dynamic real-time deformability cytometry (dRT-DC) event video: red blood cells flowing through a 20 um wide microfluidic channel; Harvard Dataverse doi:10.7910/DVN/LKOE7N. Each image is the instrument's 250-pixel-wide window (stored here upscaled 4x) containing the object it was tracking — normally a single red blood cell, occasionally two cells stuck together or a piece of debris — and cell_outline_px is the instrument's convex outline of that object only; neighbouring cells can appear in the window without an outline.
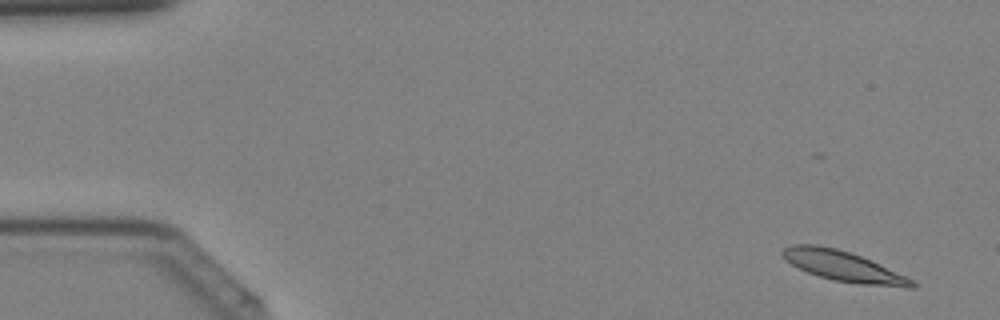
{"species": "Egyptian fruit bat (a non-hibernating species)", "species_latin": "Rousettus aegyptiacus", "temperature_condition": "cold", "stored_images_in_passage": 33, "camera_frame_rate_fps": 3000, "um_per_image_px": 0.085, "animal": {"sex": "female"}, "frame": {"image": 1, "passage_image": 3, "time_ms": 0.667, "image_size_px": [1000, 320], "cell_outline_px": [[916, 284], [912, 288], [908, 288], [860, 284], [832, 280], [808, 272], [792, 264], [780, 252], [784, 248], [792, 244], [816, 244], [836, 248], [860, 256], [904, 276], [912, 280]], "centroid_in_image_um": [71.64, 22.63], "position_along_channel_um": 13.4, "area_um2": 22.25}}
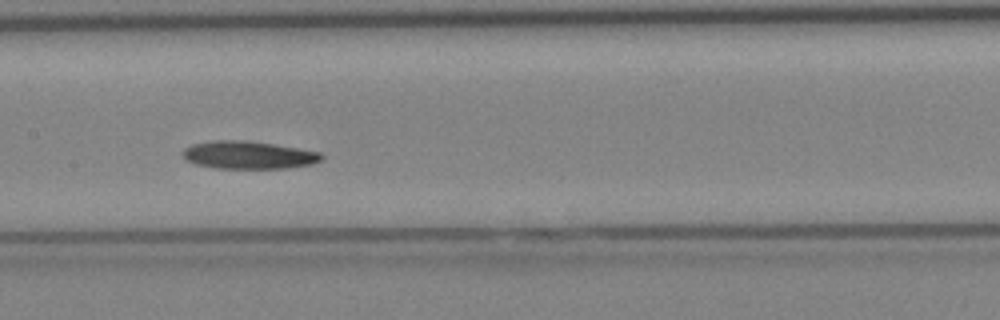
{"frame": {"image": 2, "passage_image": 21, "time_ms": 6.667, "image_size_px": [1000, 320], "cell_outline_px": [[324, 156], [320, 160], [312, 164], [288, 168], [216, 168], [196, 164], [184, 160], [180, 152], [184, 148], [192, 144], [212, 140], [248, 140], [320, 152]], "centroid_in_image_um": [21.05, 13.17], "position_along_channel_um": 186.3, "area_um2": 22.54}}
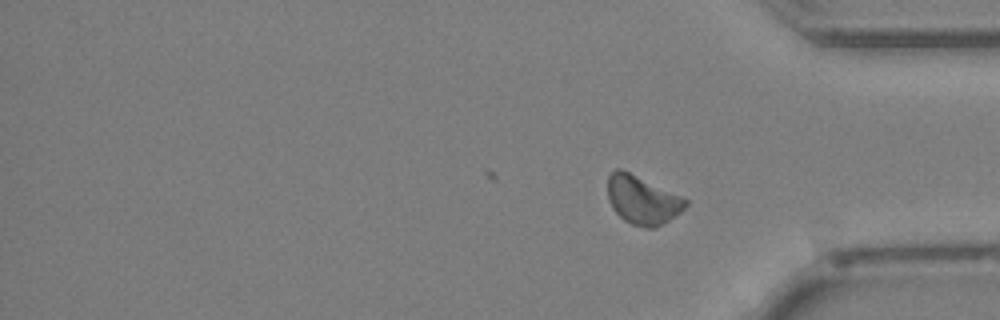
{"frame": {"image": 3, "passage_image": 33, "time_ms": 10.667, "image_size_px": [1000, 320], "cell_outline_px": [[688, 204], [680, 212], [664, 224], [656, 228], [644, 228], [632, 224], [624, 220], [612, 208], [608, 200], [608, 176], [616, 168], [620, 168], [680, 196], [688, 200]], "centroid_in_image_um": [54.59, 17.02], "position_along_channel_um": 380.6, "area_um2": 21.79}}